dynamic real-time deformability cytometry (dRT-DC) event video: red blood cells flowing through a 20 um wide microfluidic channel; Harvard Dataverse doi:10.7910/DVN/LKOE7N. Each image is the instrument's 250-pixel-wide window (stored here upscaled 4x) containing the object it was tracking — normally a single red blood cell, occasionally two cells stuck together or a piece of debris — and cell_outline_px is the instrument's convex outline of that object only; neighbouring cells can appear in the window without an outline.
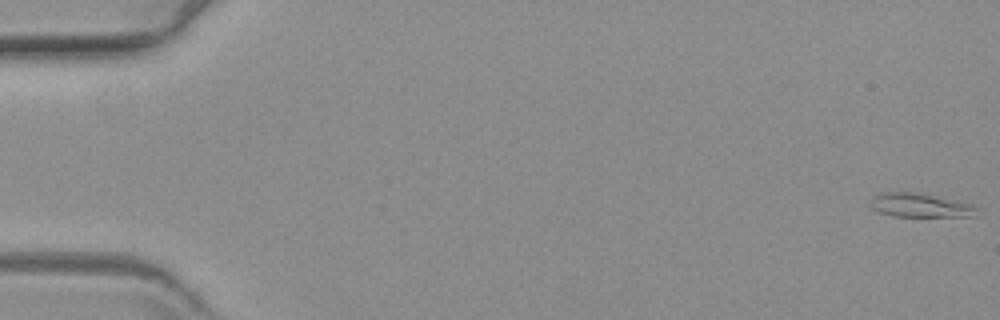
{"species": "common noctule bat (a hibernating species)", "species_latin": "Nyctalus noctula", "temperature_condition": "warm", "stored_images_in_passage": 60, "camera_frame_rate_fps": 3000, "um_per_image_px": 0.085, "animal": {"sex": "female", "body_mass_g": 19.3, "forearm_length_mm": 54.1}, "frame": {"image": 1, "passage_image": 1, "time_ms": 0.0, "image_size_px": [1000, 320], "cell_outline_px": [[980, 216], [892, 216], [876, 212], [868, 204], [872, 196], [876, 192], [924, 192], [972, 204], [976, 208]], "centroid_in_image_um": [78.16, 17.43], "position_along_channel_um": 6.8, "area_um2": 15.37}}
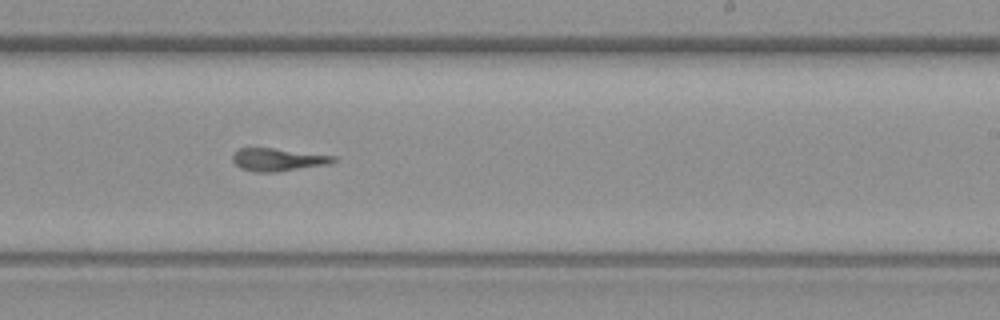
{"frame": {"image": 2, "passage_image": 37, "time_ms": 12.0, "image_size_px": [1000, 320], "cell_outline_px": [[336, 160], [328, 164], [276, 172], [252, 172], [240, 168], [232, 160], [232, 156], [240, 148], [272, 148], [336, 156]], "centroid_in_image_um": [23.6, 13.57], "position_along_channel_um": 265.4, "area_um2": 13.24}}
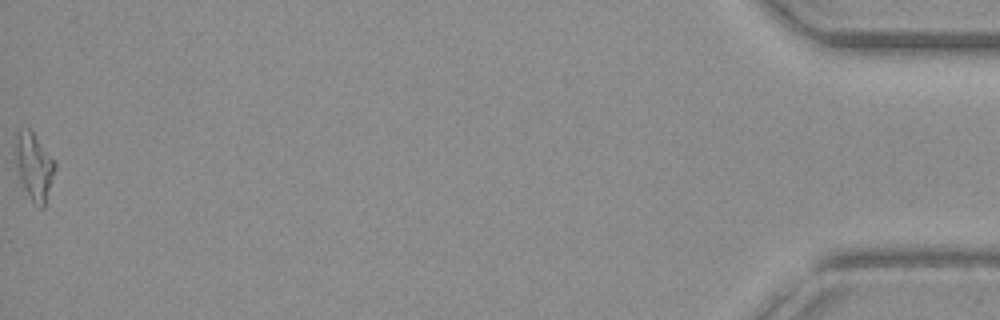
{"frame": {"image": 3, "passage_image": 60, "time_ms": 19.667, "image_size_px": [1000, 320], "cell_outline_px": [[56, 164], [44, 208], [40, 208], [32, 200], [20, 176], [16, 160], [16, 128], [28, 128], [32, 132]], "centroid_in_image_um": [2.89, 14.1], "position_along_channel_um": 432.3, "area_um2": 14.57}}